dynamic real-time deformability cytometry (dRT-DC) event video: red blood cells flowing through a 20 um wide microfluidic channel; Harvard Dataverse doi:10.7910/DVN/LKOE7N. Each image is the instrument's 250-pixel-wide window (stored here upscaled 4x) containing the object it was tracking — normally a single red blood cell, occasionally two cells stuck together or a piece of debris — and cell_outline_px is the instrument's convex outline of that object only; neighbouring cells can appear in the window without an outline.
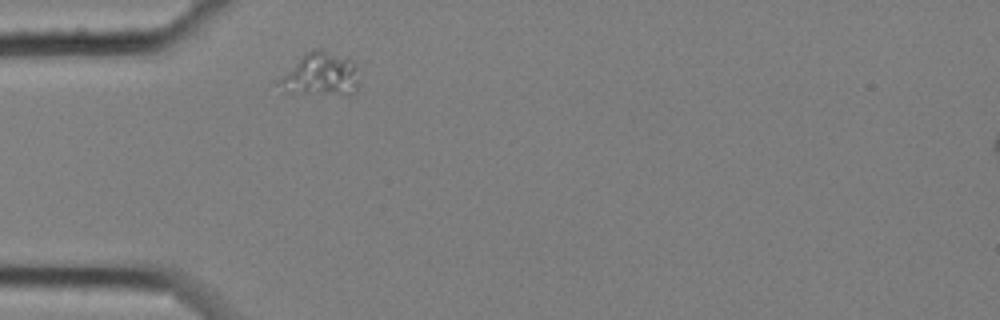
{"species": "common noctule bat (a hibernating species)", "species_latin": "Nyctalus noctula", "temperature_condition": "cold", "stored_images_in_passage": 1, "camera_frame_rate_fps": 3000, "um_per_image_px": 0.085, "animal": {"sex": "female", "body_mass_g": 25.1}, "frame": {"image": 1, "passage_image": 1, "time_ms": 0.0, "image_size_px": [1000, 320], "cell_outline_px": [[360, 84], [356, 96], [348, 96], [288, 92], [272, 84], [304, 52], [312, 48], [320, 48], [348, 56], [352, 60], [360, 80]], "centroid_in_image_um": [27.27, 6.34], "position_along_channel_um": 57.7, "area_um2": 21.44}}